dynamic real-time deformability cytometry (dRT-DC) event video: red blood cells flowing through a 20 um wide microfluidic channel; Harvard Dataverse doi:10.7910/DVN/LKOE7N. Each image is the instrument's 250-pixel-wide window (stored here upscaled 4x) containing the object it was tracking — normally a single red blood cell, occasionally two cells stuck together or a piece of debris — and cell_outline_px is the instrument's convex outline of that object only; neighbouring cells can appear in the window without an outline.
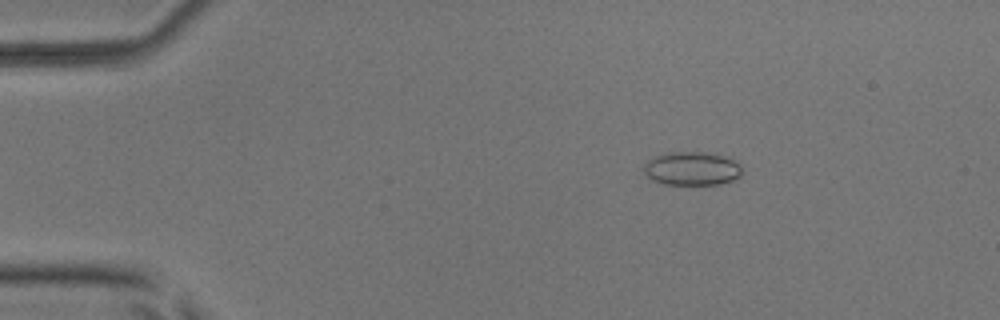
{"species": "common noctule bat (a hibernating species)", "species_latin": "Nyctalus noctula", "temperature_condition": "room temperature", "stored_images_in_passage": 50, "camera_frame_rate_fps": 3000, "um_per_image_px": 0.085, "animal": {"sex": "male", "body_mass_g": 17.9, "forearm_length_mm": 54.2}, "frame": {"image": 1, "passage_image": 5, "time_ms": 1.333, "image_size_px": [1000, 320], "cell_outline_px": [[740, 176], [732, 180], [720, 184], [664, 184], [652, 180], [644, 172], [644, 164], [652, 156], [664, 152], [708, 152], [732, 156], [740, 164]], "centroid_in_image_um": [58.82, 14.3], "position_along_channel_um": 26.2, "area_um2": 19.59}}
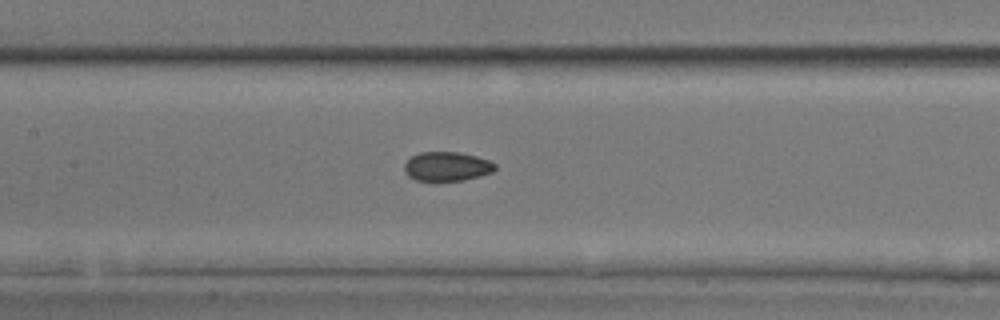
{"frame": {"image": 2, "passage_image": 22, "time_ms": 7.0, "image_size_px": [1000, 320], "cell_outline_px": [[496, 168], [492, 172], [480, 176], [464, 180], [416, 180], [408, 176], [404, 172], [404, 164], [412, 156], [420, 152], [460, 152], [476, 156], [488, 160], [496, 164]], "centroid_in_image_um": [37.99, 14.14], "position_along_channel_um": 169.4, "area_um2": 15.37}}
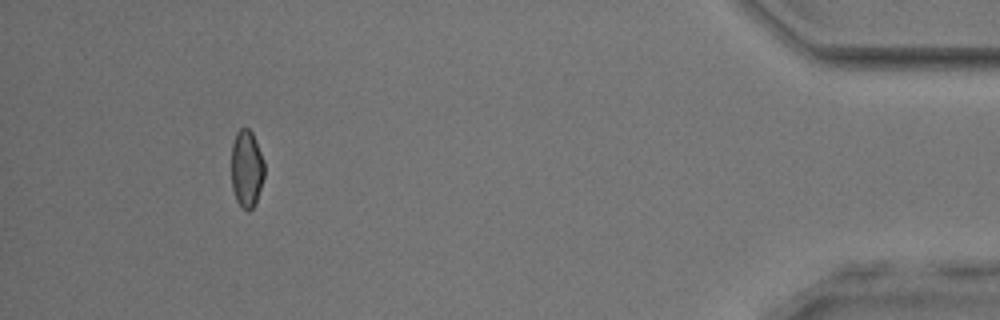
{"frame": {"image": 3, "passage_image": 46, "time_ms": 15.0, "image_size_px": [1000, 320], "cell_outline_px": [[264, 176], [256, 200], [252, 208], [248, 212], [236, 200], [232, 188], [232, 144], [236, 132], [240, 128], [248, 128], [252, 132], [264, 160]], "centroid_in_image_um": [20.96, 14.31], "position_along_channel_um": 414.2, "area_um2": 14.74}, "authors_computed_cell_mechanics": {"area_um2": 15.7216, "velocity_mm_per_s": 3.8413, "shape_relaxation_time_tau1_ms": 9.585, "shape_relaxation_time_tau2_ms": 1.938, "deformation_change_tau1": 0.1265, "deformation_change_tau2": 0.0532}}